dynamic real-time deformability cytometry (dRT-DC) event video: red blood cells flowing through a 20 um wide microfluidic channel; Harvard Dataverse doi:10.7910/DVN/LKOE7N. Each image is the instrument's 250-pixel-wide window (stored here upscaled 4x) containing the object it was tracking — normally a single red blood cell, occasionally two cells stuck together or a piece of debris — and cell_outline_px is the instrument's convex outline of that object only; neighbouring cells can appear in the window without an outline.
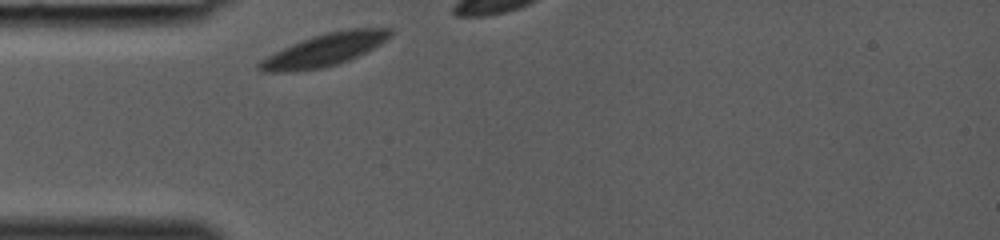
{"species": "common noctule bat (a hibernating species)", "species_latin": "Nyctalus noctula", "temperature_condition": "room temperature", "stored_images_in_passage": 5, "camera_frame_rate_fps": 3000, "um_per_image_px": 0.085, "animal": {"sex": "female", "body_mass_g": 19.0, "forearm_length_mm": 53.3}, "frame": {"image": 1, "passage_image": 1, "time_ms": 0.0, "image_size_px": [1000, 240], "cell_outline_px": [[392, 36], [380, 44], [340, 64], [320, 68], [296, 72], [264, 72], [256, 68], [256, 64], [260, 60], [292, 44], [312, 36], [328, 32], [348, 28], [392, 28]], "centroid_in_image_um": [27.57, 4.25], "position_along_channel_um": 57.4, "area_um2": 24.68}}